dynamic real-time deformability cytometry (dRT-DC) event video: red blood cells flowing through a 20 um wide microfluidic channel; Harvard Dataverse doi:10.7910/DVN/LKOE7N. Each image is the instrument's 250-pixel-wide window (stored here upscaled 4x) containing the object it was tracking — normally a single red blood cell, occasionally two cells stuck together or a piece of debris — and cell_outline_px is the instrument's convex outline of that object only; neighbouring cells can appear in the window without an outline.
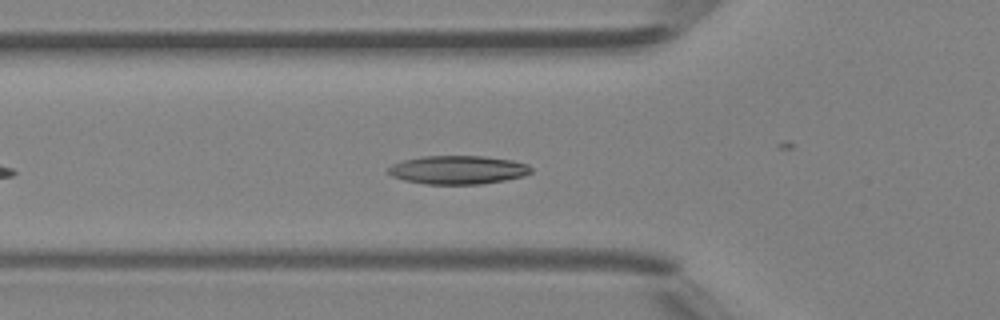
{"species": "Egyptian fruit bat (a non-hibernating species)", "species_latin": "Rousettus aegyptiacus", "temperature_condition": "room temperature", "stored_images_in_passage": 31, "camera_frame_rate_fps": 3000, "um_per_image_px": 0.085, "animal": {"sex": "female"}, "frame": {"image": 1, "passage_image": 7, "time_ms": 2.0, "image_size_px": [1000, 320], "cell_outline_px": [[532, 172], [524, 176], [504, 180], [480, 184], [424, 184], [404, 180], [392, 176], [388, 172], [388, 168], [392, 164], [404, 160], [420, 156], [484, 156], [512, 160], [528, 164], [532, 168]], "centroid_in_image_um": [38.93, 14.43], "position_along_channel_um": 86.9, "area_um2": 23.81}}
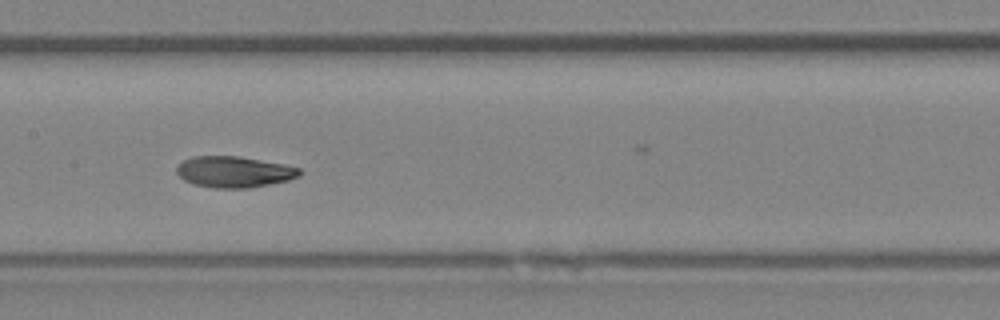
{"frame": {"image": 2, "passage_image": 14, "time_ms": 4.333, "image_size_px": [1000, 320], "cell_outline_px": [[304, 172], [300, 176], [288, 180], [248, 188], [212, 188], [196, 184], [184, 180], [176, 172], [176, 168], [184, 160], [192, 156], [240, 156], [284, 164], [300, 168]], "centroid_in_image_um": [19.93, 14.6], "position_along_channel_um": 187.5, "area_um2": 22.31}}
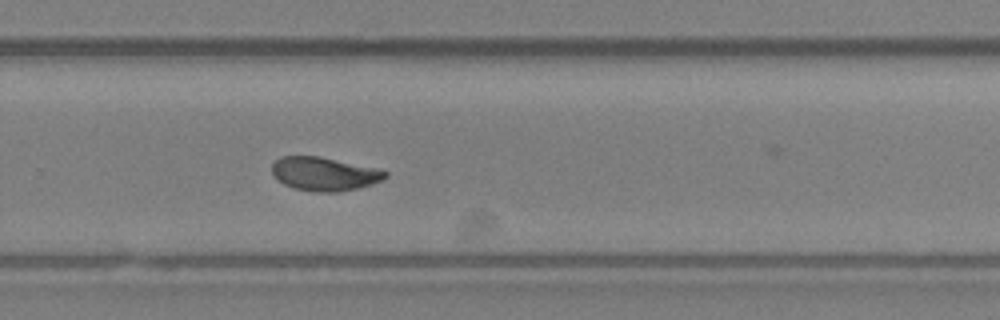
{"frame": {"image": 3, "passage_image": 22, "time_ms": 7.0, "image_size_px": [1000, 320], "cell_outline_px": [[388, 176], [384, 180], [372, 184], [340, 192], [316, 192], [296, 188], [284, 184], [276, 180], [272, 172], [272, 164], [280, 156], [320, 156], [376, 168], [388, 172]], "centroid_in_image_um": [27.57, 14.78], "position_along_channel_um": 302.2, "area_um2": 22.25}, "authors_computed_cell_mechanics": {"area_um2": 22.4264, "velocity_mm_per_s": 4.3102, "shape_relaxation_time_tau1_ms": 5.6452, "shape_relaxation_time_tau2_ms": 1.7274, "deformation_change_tau1": 0.1728, "deformation_change_tau2": 0.0689}}